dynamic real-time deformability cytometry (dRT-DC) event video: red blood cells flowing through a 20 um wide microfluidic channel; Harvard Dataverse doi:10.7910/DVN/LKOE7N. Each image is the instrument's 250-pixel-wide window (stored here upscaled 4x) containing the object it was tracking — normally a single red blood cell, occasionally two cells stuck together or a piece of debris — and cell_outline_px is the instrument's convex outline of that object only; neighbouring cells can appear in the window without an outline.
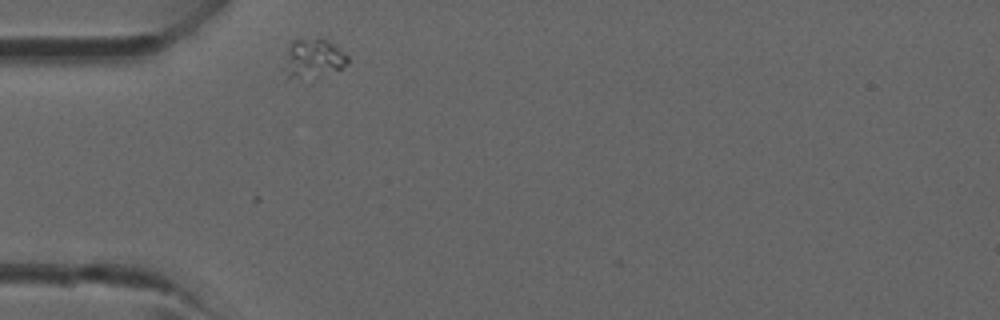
{"species": "common noctule bat (a hibernating species)", "species_latin": "Nyctalus noctula", "temperature_condition": "room temperature", "stored_images_in_passage": 5, "camera_frame_rate_fps": 3000, "um_per_image_px": 0.085, "animal": {"sex": "male", "forearm_length_mm": 52.5}, "frame": {"image": 1, "passage_image": 1, "time_ms": 0.0, "image_size_px": [1000, 320], "cell_outline_px": [[348, 64], [340, 68], [288, 80], [284, 80], [284, 56], [292, 40], [300, 36], [320, 36], [328, 40], [344, 52], [348, 56]], "centroid_in_image_um": [26.53, 4.86], "position_along_channel_um": 58.5, "area_um2": 14.68}}
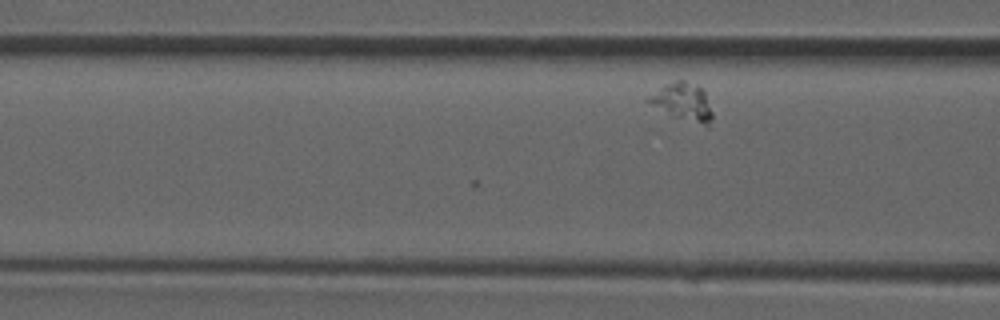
{"frame": {"image": 2, "passage_image": 5, "time_ms": 1.333, "image_size_px": [1000, 320], "cell_outline_px": [[712, 120], [708, 128], [676, 116], [644, 100], [648, 96], [664, 84], [676, 80], [684, 80], [700, 88], [704, 92], [712, 112]], "centroid_in_image_um": [58.06, 8.66], "position_along_channel_um": 108.5, "area_um2": 13.58}}